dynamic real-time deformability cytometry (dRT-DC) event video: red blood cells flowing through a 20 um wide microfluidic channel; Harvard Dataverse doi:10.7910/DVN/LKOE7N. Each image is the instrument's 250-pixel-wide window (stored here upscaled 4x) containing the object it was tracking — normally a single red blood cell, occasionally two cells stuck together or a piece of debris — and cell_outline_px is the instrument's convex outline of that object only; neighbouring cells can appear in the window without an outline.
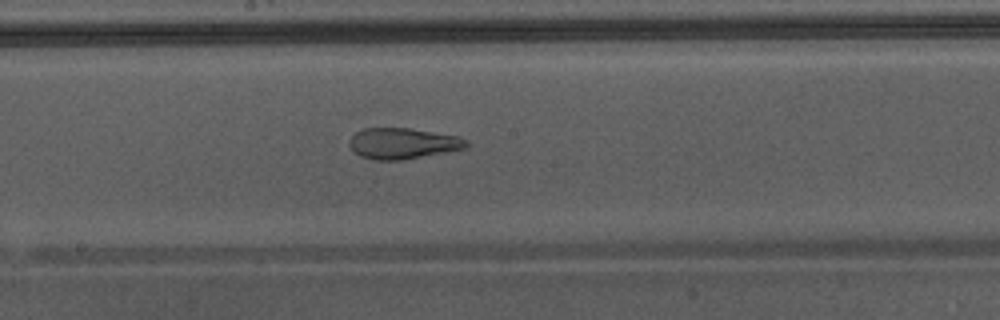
{"species": "Egyptian fruit bat (a non-hibernating species)", "species_latin": "Rousettus aegyptiacus", "temperature_condition": "warm", "stored_images_in_passage": 48, "camera_frame_rate_fps": 3000, "um_per_image_px": 0.085, "animal": {"sex": "male"}, "frame": {"image": 1, "passage_image": 28, "time_ms": 9.0, "image_size_px": [1000, 320], "cell_outline_px": [[468, 144], [464, 148], [400, 160], [376, 160], [360, 156], [352, 152], [348, 144], [348, 140], [356, 132], [364, 128], [408, 128], [456, 136], [468, 140]], "centroid_in_image_um": [34.14, 12.19], "position_along_channel_um": 214.1, "area_um2": 20.81}, "authors_computed_cell_mechanics": {"area_um2": 28.322, "velocity_mm_per_s": 4.3972, "shape_relaxation_time_tau1_ms": null, "shape_relaxation_time_tau2_ms": 1.5786, "deformation_change_tau1": null, "deformation_change_tau2": 0.1101}}